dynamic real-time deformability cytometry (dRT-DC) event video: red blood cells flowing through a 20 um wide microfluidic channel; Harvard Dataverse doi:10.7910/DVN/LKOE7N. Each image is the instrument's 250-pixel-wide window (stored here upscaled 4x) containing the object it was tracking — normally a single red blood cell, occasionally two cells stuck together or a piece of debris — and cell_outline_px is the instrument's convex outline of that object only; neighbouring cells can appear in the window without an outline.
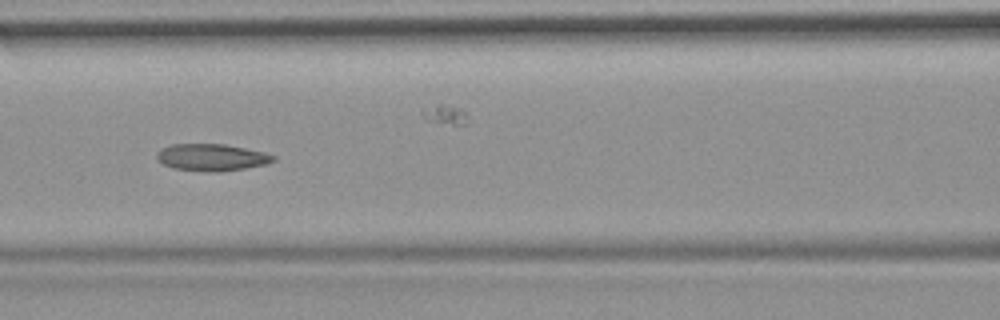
{"species": "common noctule bat (a hibernating species)", "species_latin": "Nyctalus noctula", "temperature_condition": "room temperature", "stored_images_in_passage": 7, "camera_frame_rate_fps": 3000, "um_per_image_px": 0.085, "animal": {"sex": "female", "body_mass_g": 19.9}, "frame": {"image": 1, "passage_image": 7, "time_ms": 2.0, "image_size_px": [1000, 320], "cell_outline_px": [[276, 160], [268, 164], [220, 172], [212, 172], [172, 168], [156, 160], [156, 152], [160, 148], [172, 144], [224, 144], [264, 152], [276, 156]], "centroid_in_image_um": [17.97, 13.37], "position_along_channel_um": 148.6, "area_um2": 18.44}}